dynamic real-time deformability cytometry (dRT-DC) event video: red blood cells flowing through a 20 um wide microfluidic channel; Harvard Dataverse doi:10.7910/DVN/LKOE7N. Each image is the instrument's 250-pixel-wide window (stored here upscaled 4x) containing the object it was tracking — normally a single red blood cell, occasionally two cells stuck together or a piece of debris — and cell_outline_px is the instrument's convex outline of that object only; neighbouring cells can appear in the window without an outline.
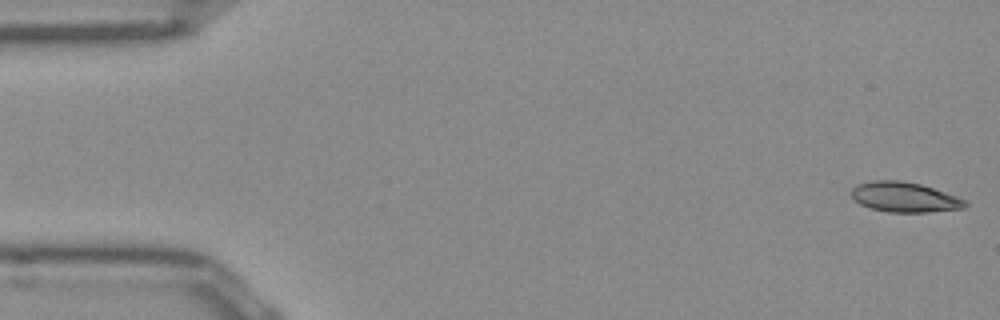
{"species": "Egyptian fruit bat (a non-hibernating species)", "species_latin": "Rousettus aegyptiacus", "temperature_condition": "room temperature", "stored_images_in_passage": 51, "camera_frame_rate_fps": 3000, "um_per_image_px": 0.085, "frame": {"image": 1, "passage_image": 1, "time_ms": 0.0, "image_size_px": [1000, 320], "cell_outline_px": [[968, 204], [964, 208], [928, 212], [888, 212], [872, 208], [860, 204], [848, 192], [856, 184], [872, 180], [900, 180], [920, 184], [956, 196], [964, 200]], "centroid_in_image_um": [76.84, 16.75], "position_along_channel_um": 8.2, "area_um2": 19.83}}
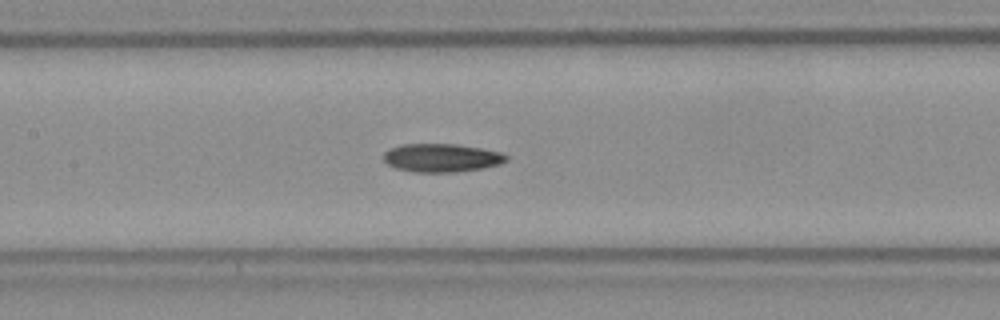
{"frame": {"image": 2, "passage_image": 23, "time_ms": 7.333, "image_size_px": [1000, 320], "cell_outline_px": [[508, 160], [500, 164], [480, 168], [456, 172], [416, 172], [396, 168], [388, 164], [384, 160], [384, 152], [388, 148], [400, 144], [456, 144], [480, 148], [500, 152], [508, 156]], "centroid_in_image_um": [37.51, 13.41], "position_along_channel_um": 169.9, "area_um2": 20.23}}
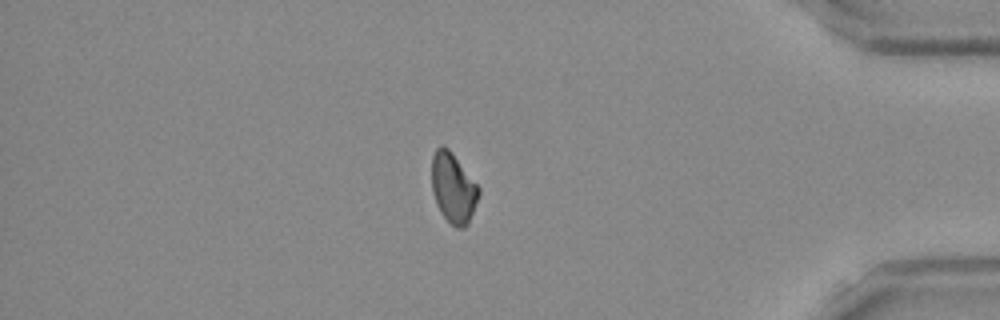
{"frame": {"image": 3, "passage_image": 43, "time_ms": 14.0, "image_size_px": [1000, 320], "cell_outline_px": [[480, 192], [468, 224], [464, 228], [456, 228], [440, 212], [436, 204], [432, 192], [432, 156], [436, 148], [440, 144], [448, 148], [480, 188]], "centroid_in_image_um": [38.51, 15.98], "position_along_channel_um": 396.7, "area_um2": 19.02}}